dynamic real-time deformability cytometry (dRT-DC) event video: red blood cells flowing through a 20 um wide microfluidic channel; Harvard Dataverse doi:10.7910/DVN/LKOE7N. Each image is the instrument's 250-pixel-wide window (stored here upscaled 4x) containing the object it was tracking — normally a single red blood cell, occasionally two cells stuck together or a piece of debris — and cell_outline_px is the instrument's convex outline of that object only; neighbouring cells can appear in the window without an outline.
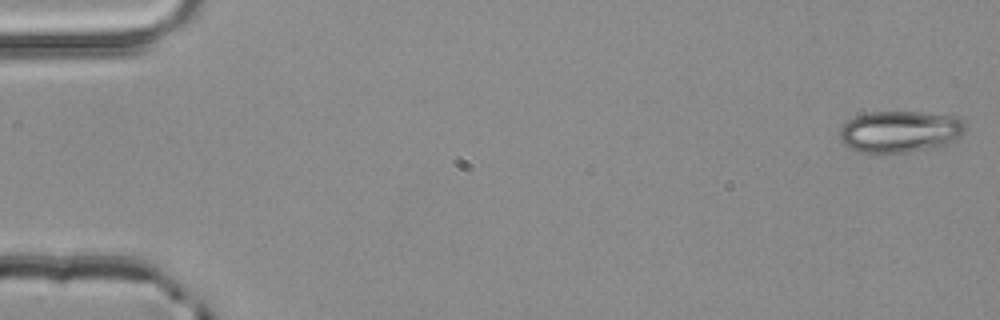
{"species": "common noctule bat (a hibernating species)", "species_latin": "Nyctalus noctula", "temperature_condition": "room temperature", "stored_images_in_passage": 4, "camera_frame_rate_fps": 3000, "um_per_image_px": 0.085, "animal": {"sex": "male", "body_mass_g": 20.4}, "frame": {"image": 1, "passage_image": 1, "time_ms": 0.0, "image_size_px": [1000, 320], "cell_outline_px": [[968, 128], [956, 140], [948, 144], [936, 148], [908, 152], [860, 152], [844, 144], [840, 140], [840, 124], [856, 116], [868, 112], [920, 112], [960, 116], [964, 120]], "centroid_in_image_um": [76.56, 11.17], "position_along_channel_um": 8.4, "area_um2": 30.98}}